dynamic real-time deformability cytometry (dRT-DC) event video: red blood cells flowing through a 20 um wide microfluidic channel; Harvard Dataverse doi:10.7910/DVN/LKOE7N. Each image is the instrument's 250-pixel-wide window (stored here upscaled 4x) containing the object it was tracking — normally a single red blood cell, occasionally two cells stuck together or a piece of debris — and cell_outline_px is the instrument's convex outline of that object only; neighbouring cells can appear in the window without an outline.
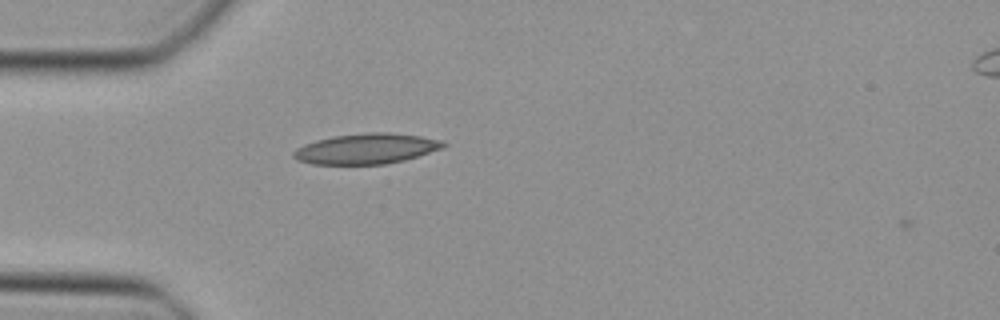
{"species": "Egyptian fruit bat (a non-hibernating species)", "species_latin": "Rousettus aegyptiacus", "temperature_condition": "cold", "stored_images_in_passage": 2, "camera_frame_rate_fps": 3000, "um_per_image_px": 0.085, "animal": {"sex": "female"}, "frame": {"image": 1, "passage_image": 1, "time_ms": 0.0, "image_size_px": [1000, 320], "cell_outline_px": [[448, 144], [444, 148], [404, 160], [384, 164], [312, 164], [296, 160], [292, 156], [292, 152], [296, 148], [304, 144], [316, 140], [332, 136], [368, 132], [388, 132], [420, 136], [444, 140]], "centroid_in_image_um": [31.14, 12.63], "position_along_channel_um": 53.9, "area_um2": 26.76}}